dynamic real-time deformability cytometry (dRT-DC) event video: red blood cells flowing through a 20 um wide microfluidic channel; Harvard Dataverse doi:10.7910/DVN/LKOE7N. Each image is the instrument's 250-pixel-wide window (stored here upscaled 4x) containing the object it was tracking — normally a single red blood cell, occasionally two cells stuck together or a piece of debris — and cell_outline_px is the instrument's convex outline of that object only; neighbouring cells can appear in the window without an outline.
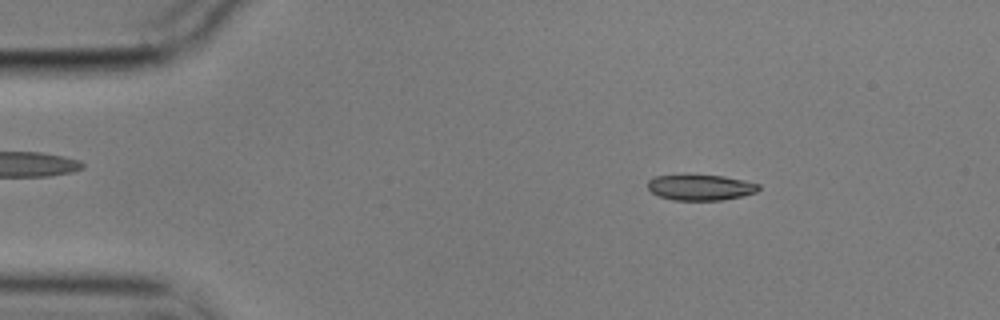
{"species": "common noctule bat (a hibernating species)", "species_latin": "Nyctalus noctula", "temperature_condition": "cold", "stored_images_in_passage": 50, "camera_frame_rate_fps": 3000, "um_per_image_px": 0.085, "animal": {"sex": "male", "body_mass_g": 17.9}, "frame": {"image": 1, "passage_image": 3, "time_ms": 0.667, "image_size_px": [1000, 320], "cell_outline_px": [[760, 188], [756, 192], [740, 196], [720, 200], [672, 200], [660, 196], [652, 192], [648, 188], [648, 180], [652, 176], [688, 172], [724, 176], [744, 180], [760, 184]], "centroid_in_image_um": [59.48, 15.87], "position_along_channel_um": 25.5, "area_um2": 17.34}}
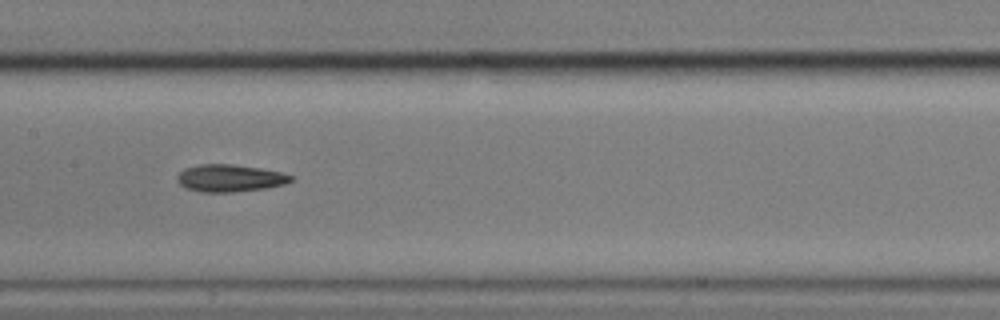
{"frame": {"image": 2, "passage_image": 22, "time_ms": 7.0, "image_size_px": [1000, 320], "cell_outline_px": [[292, 180], [284, 184], [264, 188], [232, 192], [200, 192], [188, 188], [180, 184], [176, 180], [176, 176], [184, 168], [200, 164], [232, 164], [260, 168], [280, 172], [292, 176]], "centroid_in_image_um": [19.49, 15.13], "position_along_channel_um": 187.9, "area_um2": 17.92}}
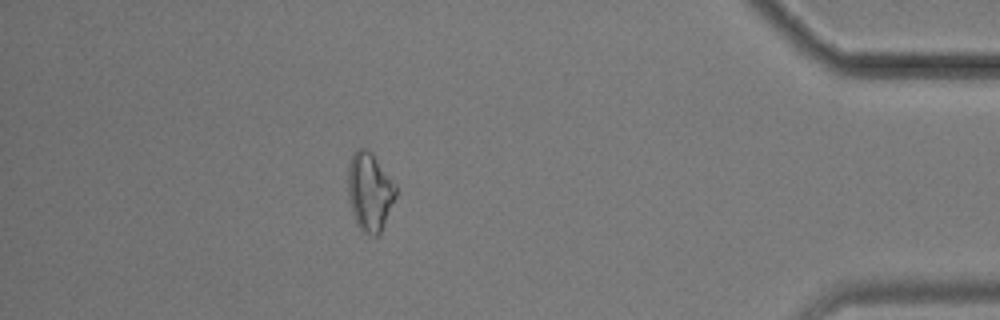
{"frame": {"image": 3, "passage_image": 44, "time_ms": 14.333, "image_size_px": [1000, 320], "cell_outline_px": [[396, 196], [380, 236], [372, 236], [360, 232], [356, 224], [352, 212], [348, 196], [348, 164], [356, 148], [364, 148], [372, 152], [396, 184]], "centroid_in_image_um": [31.43, 16.33], "position_along_channel_um": 403.8, "area_um2": 22.31}, "authors_computed_cell_mechanics": {"area_um2": 17.9758, "velocity_mm_per_s": 3.5415, "shape_relaxation_time_tau1_ms": 5.2534, "shape_relaxation_time_tau2_ms": 7.0556, "deformation_change_tau1": 0.1435, "deformation_change_tau2": 0.173}}